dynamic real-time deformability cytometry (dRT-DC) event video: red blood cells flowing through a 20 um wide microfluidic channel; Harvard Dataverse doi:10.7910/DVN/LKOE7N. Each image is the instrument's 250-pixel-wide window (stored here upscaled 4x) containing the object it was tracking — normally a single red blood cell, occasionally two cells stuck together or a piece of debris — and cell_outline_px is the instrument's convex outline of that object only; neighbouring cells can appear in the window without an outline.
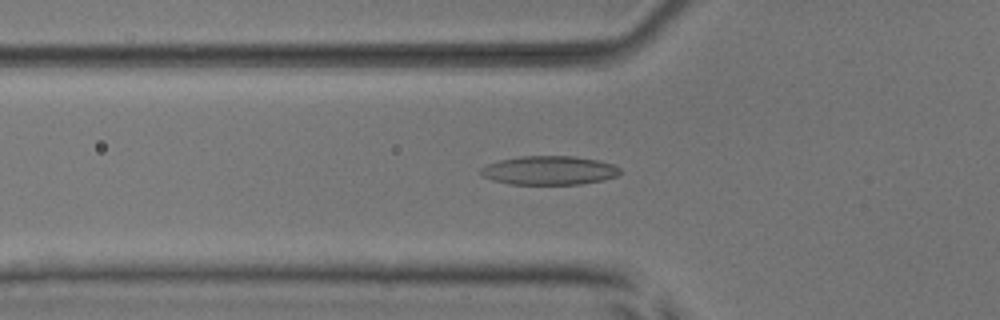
{"species": "common noctule bat (a hibernating species)", "species_latin": "Nyctalus noctula", "temperature_condition": "room temperature", "stored_images_in_passage": 50, "camera_frame_rate_fps": 3000, "um_per_image_px": 0.085, "animal": {"sex": "male", "body_mass_g": 17.9, "forearm_length_mm": 54.2}, "frame": {"image": 1, "passage_image": 19, "time_ms": 6.0, "image_size_px": [1000, 320], "cell_outline_px": [[620, 172], [616, 176], [604, 180], [580, 184], [512, 184], [492, 180], [480, 176], [480, 168], [488, 164], [500, 160], [520, 156], [576, 156], [600, 160], [612, 164], [620, 168]], "centroid_in_image_um": [46.67, 14.48], "position_along_channel_um": 79.1, "area_um2": 23.52}}
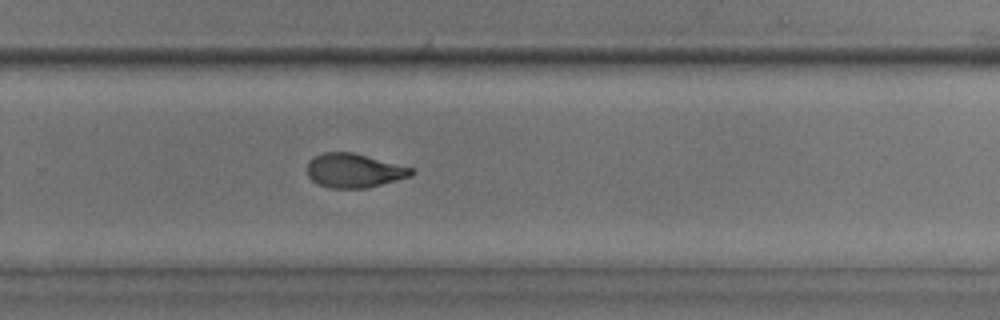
{"frame": {"image": 2, "passage_image": 36, "time_ms": 11.667, "image_size_px": [1000, 320], "cell_outline_px": [[416, 172], [412, 176], [368, 188], [328, 188], [312, 180], [308, 176], [308, 160], [324, 152], [352, 152], [412, 168]], "centroid_in_image_um": [30.1, 14.51], "position_along_channel_um": 299.7, "area_um2": 20.58}}
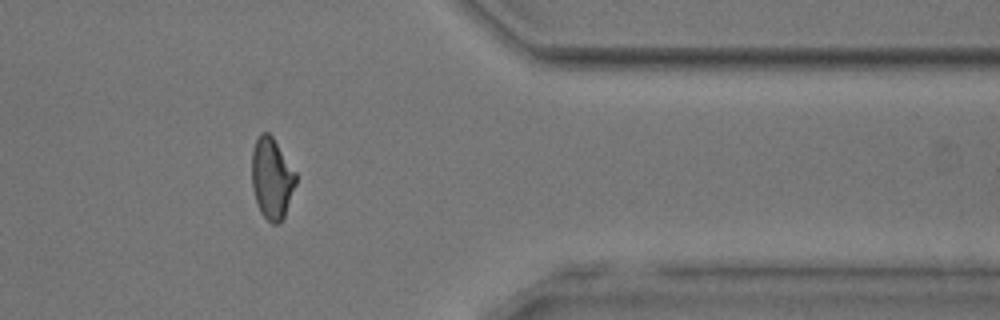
{"frame": {"image": 3, "passage_image": 44, "time_ms": 14.333, "image_size_px": [1000, 320], "cell_outline_px": [[296, 184], [284, 216], [276, 224], [272, 224], [260, 212], [252, 188], [252, 152], [256, 140], [260, 132], [268, 132], [272, 136], [296, 172]], "centroid_in_image_um": [23.1, 15.14], "position_along_channel_um": 388.3, "area_um2": 20.63}}